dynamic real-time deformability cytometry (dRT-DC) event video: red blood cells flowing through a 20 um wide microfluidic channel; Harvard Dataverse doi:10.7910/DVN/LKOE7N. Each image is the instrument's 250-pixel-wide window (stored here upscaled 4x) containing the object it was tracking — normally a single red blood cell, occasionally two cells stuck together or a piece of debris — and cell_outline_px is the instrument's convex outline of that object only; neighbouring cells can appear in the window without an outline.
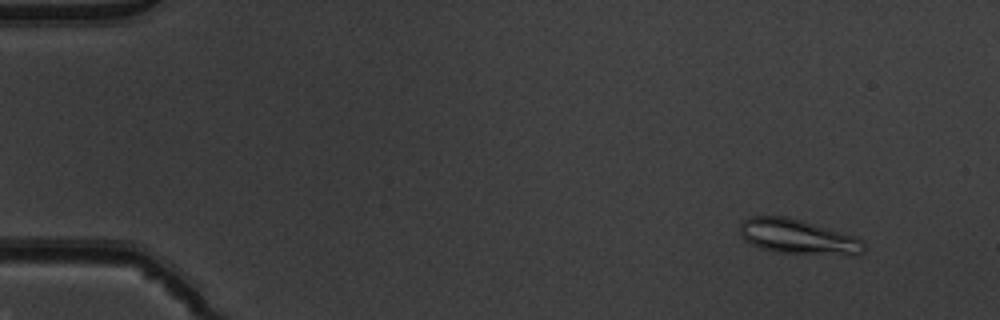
{"species": "common noctule bat (a hibernating species)", "species_latin": "Nyctalus noctula", "temperature_condition": "warm", "stored_images_in_passage": 54, "segment_of_instrument_passage": [1, 2], "camera_frame_rate_fps": 3000, "um_per_image_px": 0.085, "animal": {"sex": "male", "body_mass_g": 19.5, "forearm_length_mm": 54.6}, "frame": {"image": 1, "passage_image": 6, "time_ms": 1.667, "image_size_px": [1000, 320], "cell_outline_px": [[864, 252], [860, 256], [852, 256], [776, 252], [760, 248], [744, 240], [740, 232], [740, 224], [748, 216], [788, 216], [856, 236], [864, 240]], "centroid_in_image_um": [67.88, 20.14], "position_along_channel_um": 17.1, "area_um2": 25.61}}
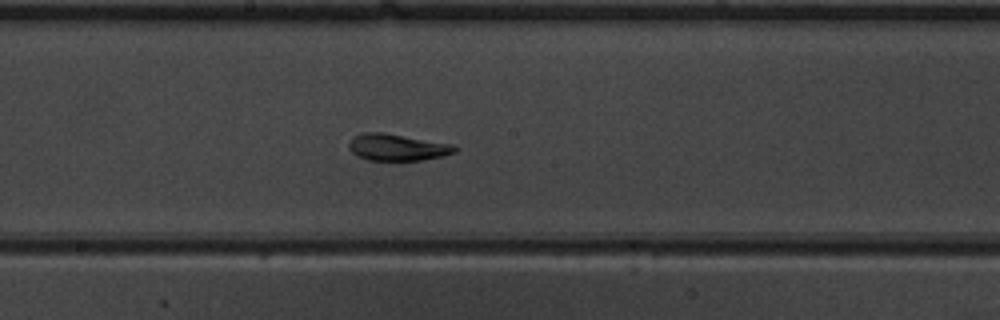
{"frame": {"image": 2, "passage_image": 30, "time_ms": 9.667, "image_size_px": [1000, 320], "cell_outline_px": [[456, 152], [444, 156], [424, 160], [368, 160], [356, 156], [348, 148], [348, 144], [352, 136], [364, 132], [384, 132], [456, 144]], "centroid_in_image_um": [33.78, 12.51], "position_along_channel_um": 214.4, "area_um2": 16.88}}
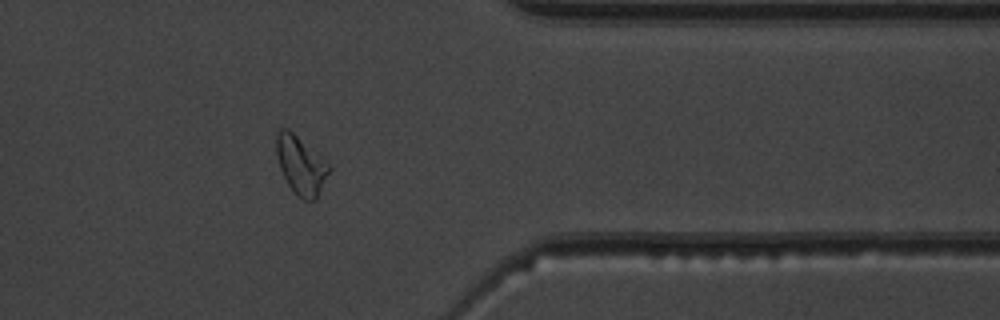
{"frame": {"image": 3, "passage_image": 44, "time_ms": 14.333, "image_size_px": [1000, 320], "cell_outline_px": [[332, 168], [316, 200], [304, 200], [296, 196], [288, 184], [280, 168], [276, 156], [276, 132], [280, 128], [288, 128], [328, 164]], "centroid_in_image_um": [25.56, 14.06], "position_along_channel_um": 385.8, "area_um2": 17.74}}